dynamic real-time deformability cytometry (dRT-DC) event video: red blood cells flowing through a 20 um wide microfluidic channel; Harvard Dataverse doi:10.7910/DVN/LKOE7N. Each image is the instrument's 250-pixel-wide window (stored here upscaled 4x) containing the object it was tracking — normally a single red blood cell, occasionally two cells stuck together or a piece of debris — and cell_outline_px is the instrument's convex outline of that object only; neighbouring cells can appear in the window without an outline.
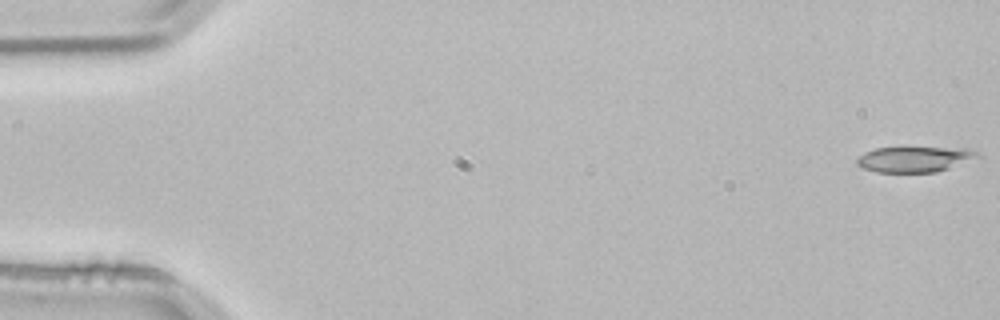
{"species": "common noctule bat (a hibernating species)", "species_latin": "Nyctalus noctula", "temperature_condition": "room temperature", "stored_images_in_passage": 4, "camera_frame_rate_fps": 3000, "um_per_image_px": 0.085, "animal": {"sex": "male", "body_mass_g": 21.5, "forearm_length_mm": 52.0}, "frame": {"image": 1, "passage_image": 1, "time_ms": 0.0, "image_size_px": [1000, 320], "cell_outline_px": [[980, 156], [948, 168], [936, 172], [876, 172], [864, 168], [856, 164], [856, 156], [864, 152], [876, 148], [964, 148], [976, 152]], "centroid_in_image_um": [77.64, 13.54], "position_along_channel_um": 7.4, "area_um2": 17.63}}
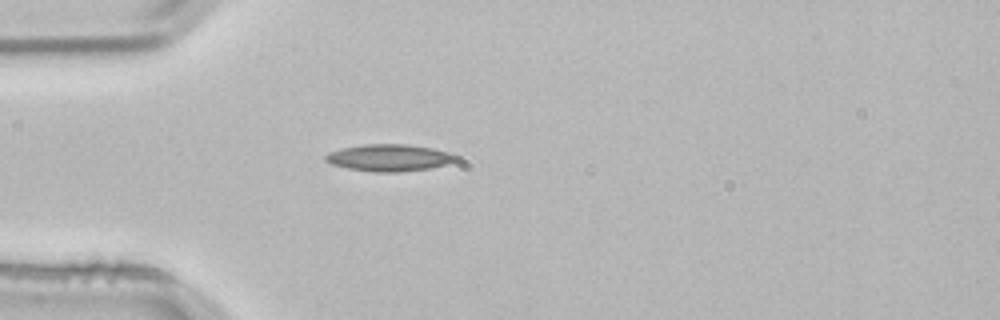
{"frame": {"image": 2, "passage_image": 4, "time_ms": 1.0, "image_size_px": [1000, 320], "cell_outline_px": [[460, 160], [428, 168], [396, 172], [372, 172], [348, 168], [332, 164], [324, 160], [324, 156], [328, 152], [344, 148], [364, 144], [408, 144], [432, 148], [448, 152], [460, 156]], "centroid_in_image_um": [33.09, 13.4], "position_along_channel_um": 51.9, "area_um2": 20.4}}